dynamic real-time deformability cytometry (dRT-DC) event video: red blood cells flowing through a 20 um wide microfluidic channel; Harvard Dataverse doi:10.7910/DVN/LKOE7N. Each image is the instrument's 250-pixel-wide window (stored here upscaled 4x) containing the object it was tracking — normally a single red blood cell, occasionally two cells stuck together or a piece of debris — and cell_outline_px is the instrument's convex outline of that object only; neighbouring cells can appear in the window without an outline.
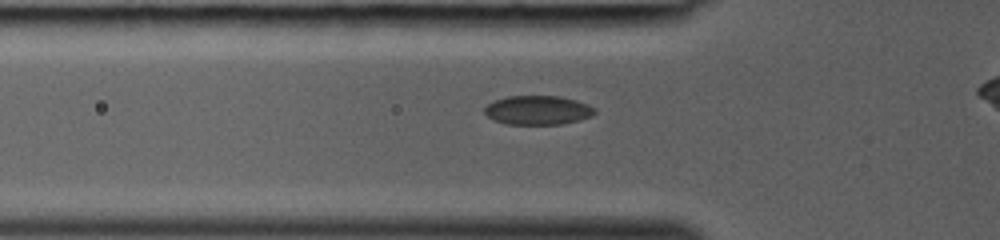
{"species": "common noctule bat (a hibernating species)", "species_latin": "Nyctalus noctula", "temperature_condition": "room temperature", "stored_images_in_passage": 28, "camera_frame_rate_fps": 3000, "um_per_image_px": 0.085, "animal": {"sex": "female", "body_mass_g": 19.0, "forearm_length_mm": 53.3}, "frame": {"image": 1, "passage_image": 6, "time_ms": 1.667, "image_size_px": [1000, 240], "cell_outline_px": [[596, 112], [592, 116], [580, 120], [560, 124], [508, 124], [492, 120], [484, 112], [484, 108], [488, 104], [496, 100], [508, 96], [560, 96], [576, 100], [588, 104], [596, 108]], "centroid_in_image_um": [45.74, 9.36], "position_along_channel_um": 80.1, "area_um2": 18.73}}
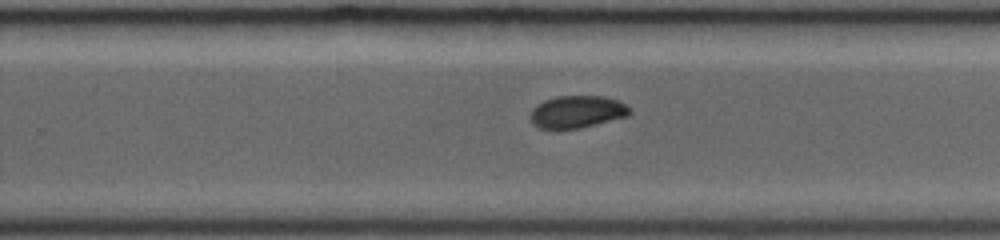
{"frame": {"image": 2, "passage_image": 18, "time_ms": 5.667, "image_size_px": [1000, 240], "cell_outline_px": [[632, 112], [628, 116], [580, 128], [556, 132], [540, 128], [532, 124], [532, 108], [536, 104], [544, 100], [556, 96], [604, 96], [616, 100], [624, 104]], "centroid_in_image_um": [49.0, 9.54], "position_along_channel_um": 280.8, "area_um2": 19.07}}
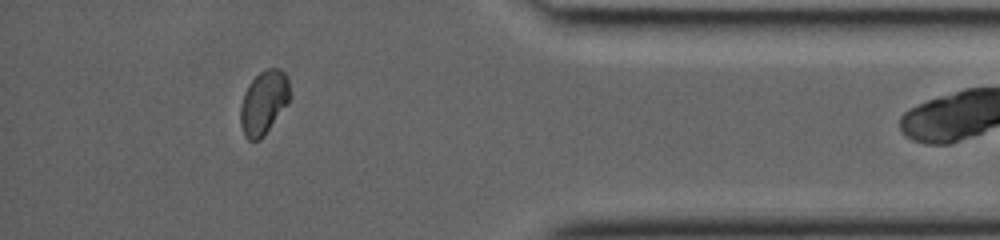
{"frame": {"image": 3, "passage_image": 27, "time_ms": 8.667, "image_size_px": [1000, 240], "cell_outline_px": [[292, 96], [288, 104], [264, 136], [260, 140], [248, 140], [244, 136], [240, 124], [240, 104], [244, 92], [248, 84], [264, 68], [280, 68], [288, 76]], "centroid_in_image_um": [22.44, 8.7], "position_along_channel_um": 412.8, "area_um2": 18.9}}